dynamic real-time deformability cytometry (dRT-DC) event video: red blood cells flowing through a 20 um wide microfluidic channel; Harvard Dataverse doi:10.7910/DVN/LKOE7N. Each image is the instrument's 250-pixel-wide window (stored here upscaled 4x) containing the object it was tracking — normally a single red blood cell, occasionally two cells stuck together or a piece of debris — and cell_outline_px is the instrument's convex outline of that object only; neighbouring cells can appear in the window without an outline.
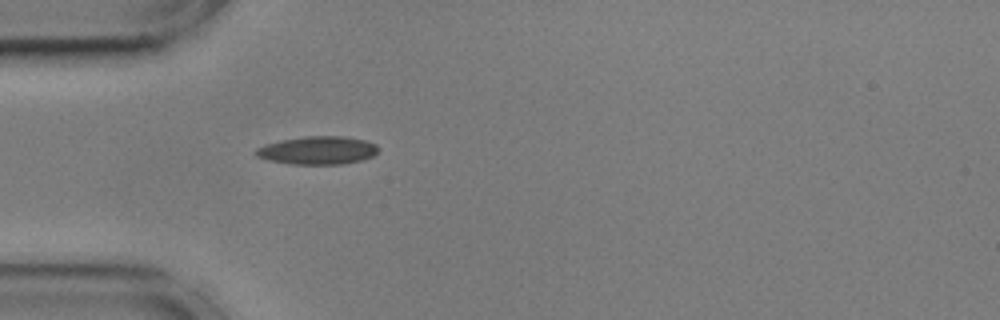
{"species": "common noctule bat (a hibernating species)", "species_latin": "Nyctalus noctula", "temperature_condition": "cold", "stored_images_in_passage": 40, "camera_frame_rate_fps": 3000, "um_per_image_px": 0.085, "animal": {"sex": "male", "body_mass_g": 17.9, "forearm_length_mm": 54.2}, "frame": {"image": 1, "passage_image": 1, "time_ms": 0.0, "image_size_px": [1000, 320], "cell_outline_px": [[376, 152], [372, 156], [364, 160], [344, 164], [292, 164], [268, 160], [256, 156], [252, 152], [256, 148], [264, 144], [304, 136], [344, 136], [364, 140], [376, 144]], "centroid_in_image_um": [26.97, 12.78], "position_along_channel_um": 58.0, "area_um2": 20.06}}
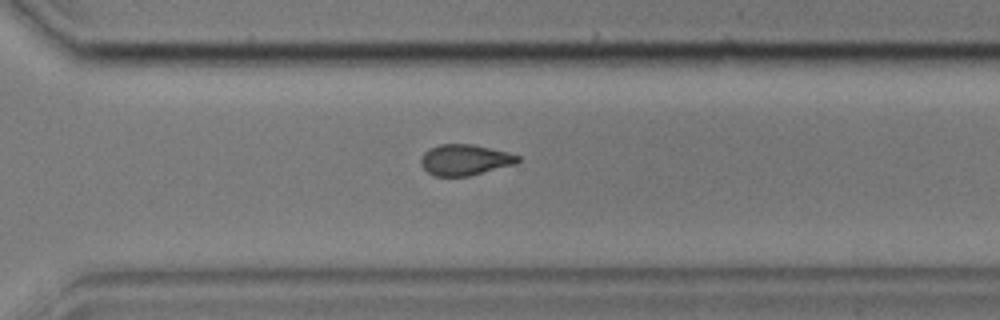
{"frame": {"image": 2, "passage_image": 24, "time_ms": 7.667, "image_size_px": [1000, 320], "cell_outline_px": [[520, 160], [516, 164], [468, 176], [432, 176], [420, 164], [420, 160], [424, 152], [428, 148], [440, 144], [472, 144], [508, 152], [520, 156]], "centroid_in_image_um": [39.5, 13.58], "position_along_channel_um": 331.1, "area_um2": 17.51}}
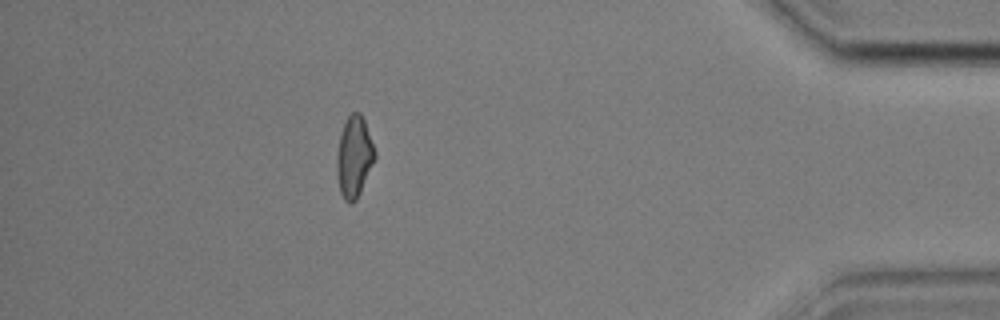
{"frame": {"image": 3, "passage_image": 34, "time_ms": 11.0, "image_size_px": [1000, 320], "cell_outline_px": [[376, 156], [360, 192], [356, 200], [352, 204], [348, 204], [344, 200], [340, 192], [336, 172], [336, 156], [340, 136], [344, 124], [348, 116], [352, 112], [360, 112], [364, 120], [376, 152]], "centroid_in_image_um": [30.09, 13.35], "position_along_channel_um": 405.1, "area_um2": 17.92}, "authors_computed_cell_mechanics": {"area_um2": 17.8891, "velocity_mm_per_s": 3.6087, "shape_relaxation_time_tau1_ms": null, "shape_relaxation_time_tau2_ms": 6.8279, "deformation_change_tau1": null, "deformation_change_tau2": 0.1438}}